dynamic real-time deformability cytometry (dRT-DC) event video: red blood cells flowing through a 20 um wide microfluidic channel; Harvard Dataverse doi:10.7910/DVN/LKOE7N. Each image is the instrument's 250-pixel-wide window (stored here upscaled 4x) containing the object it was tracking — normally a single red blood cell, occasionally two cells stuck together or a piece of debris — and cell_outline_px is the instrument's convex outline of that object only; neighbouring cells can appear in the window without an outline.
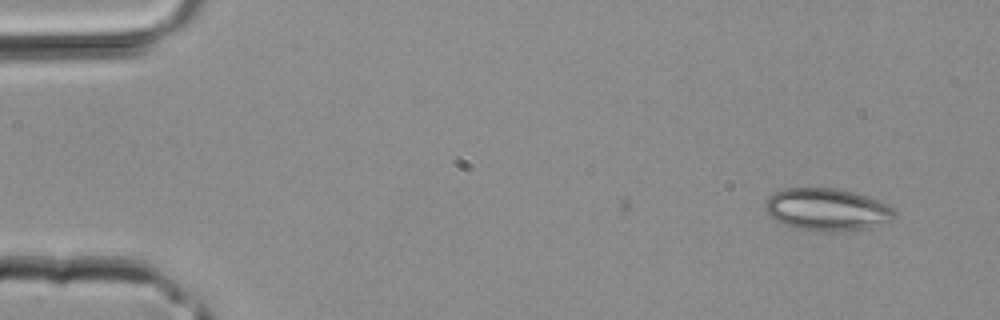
{"species": "common noctule bat (a hibernating species)", "species_latin": "Nyctalus noctula", "temperature_condition": "room temperature", "stored_images_in_passage": 8, "camera_frame_rate_fps": 3000, "um_per_image_px": 0.085, "animal": {"sex": "male", "body_mass_g": 20.4}, "frame": {"image": 1, "passage_image": 8, "time_ms": 2.333, "image_size_px": [1000, 320], "cell_outline_px": [[896, 216], [892, 220], [872, 228], [836, 232], [828, 232], [792, 228], [768, 216], [764, 208], [764, 204], [768, 196], [784, 188], [836, 188], [868, 196], [880, 200], [896, 208]], "centroid_in_image_um": [70.33, 17.82], "position_along_channel_um": 14.7, "area_um2": 32.6}}